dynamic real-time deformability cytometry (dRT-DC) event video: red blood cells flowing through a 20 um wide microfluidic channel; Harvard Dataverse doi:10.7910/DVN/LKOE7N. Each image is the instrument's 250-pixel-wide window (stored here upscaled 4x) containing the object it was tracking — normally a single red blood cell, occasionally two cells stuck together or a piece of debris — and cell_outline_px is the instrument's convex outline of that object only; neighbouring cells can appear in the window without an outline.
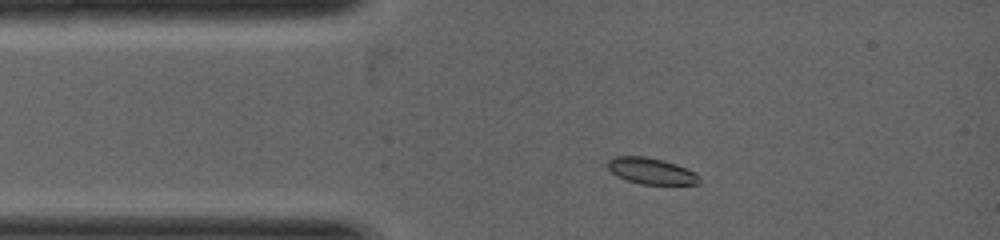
{"species": "common noctule bat (a hibernating species)", "species_latin": "Nyctalus noctula", "temperature_condition": "warm", "stored_images_in_passage": 1, "camera_frame_rate_fps": 5000, "um_per_image_px": 0.085, "animal": {"sex": "female", "body_mass_g": 19.0, "forearm_length_mm": 53.3}, "frame": {"image": 1, "passage_image": 1, "time_ms": 0.0, "image_size_px": [1000, 240], "cell_outline_px": [[700, 180], [696, 184], [640, 184], [628, 180], [612, 172], [608, 168], [608, 160], [616, 156], [644, 156], [660, 160], [684, 168], [692, 172]], "centroid_in_image_um": [55.29, 14.53], "position_along_channel_um": 29.7, "area_um2": 13.35}}